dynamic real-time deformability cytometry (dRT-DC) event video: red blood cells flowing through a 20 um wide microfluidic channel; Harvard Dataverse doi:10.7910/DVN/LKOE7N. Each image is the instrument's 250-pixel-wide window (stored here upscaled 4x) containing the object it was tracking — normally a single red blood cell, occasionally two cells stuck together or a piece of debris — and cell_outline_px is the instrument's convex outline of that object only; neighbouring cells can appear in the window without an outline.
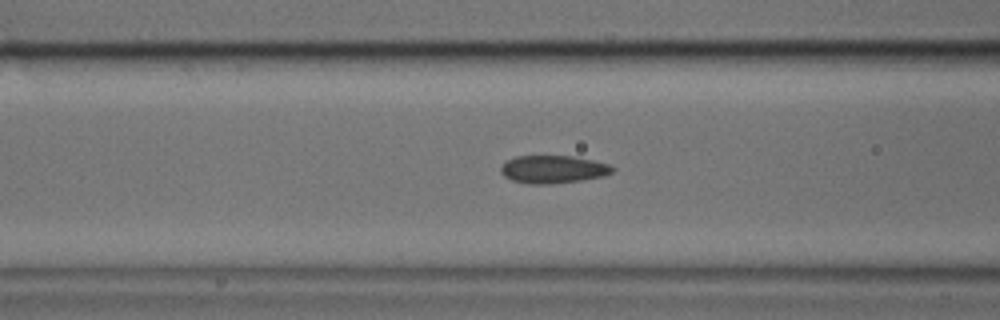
{"species": "common noctule bat (a hibernating species)", "species_latin": "Nyctalus noctula", "temperature_condition": "cold", "stored_images_in_passage": 22, "segment_of_instrument_passage": [1, 2], "camera_frame_rate_fps": 3000, "um_per_image_px": 0.085, "animal": {"sex": "male", "body_mass_g": 17.9, "forearm_length_mm": 54.2}, "frame": {"image": 1, "passage_image": 9, "time_ms": 2.667, "image_size_px": [1000, 320], "cell_outline_px": [[616, 168], [612, 172], [604, 176], [580, 180], [552, 184], [528, 184], [512, 180], [504, 176], [500, 172], [500, 164], [516, 156], [572, 156], [592, 160], [608, 164]], "centroid_in_image_um": [46.98, 14.39], "position_along_channel_um": 119.6, "area_um2": 18.15}}
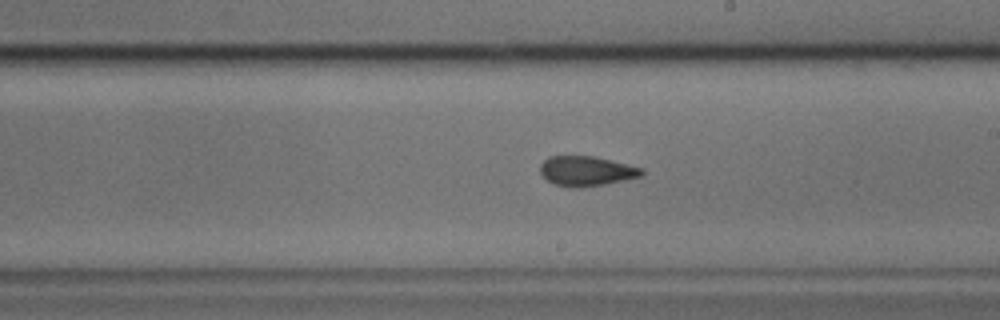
{"frame": {"image": 2, "passage_image": 18, "time_ms": 5.667, "image_size_px": [1000, 320], "cell_outline_px": [[644, 172], [640, 176], [624, 180], [580, 188], [572, 188], [556, 184], [548, 180], [540, 172], [540, 164], [548, 156], [596, 156], [644, 168]], "centroid_in_image_um": [49.85, 14.52], "position_along_channel_um": 239.2, "area_um2": 17.63}}
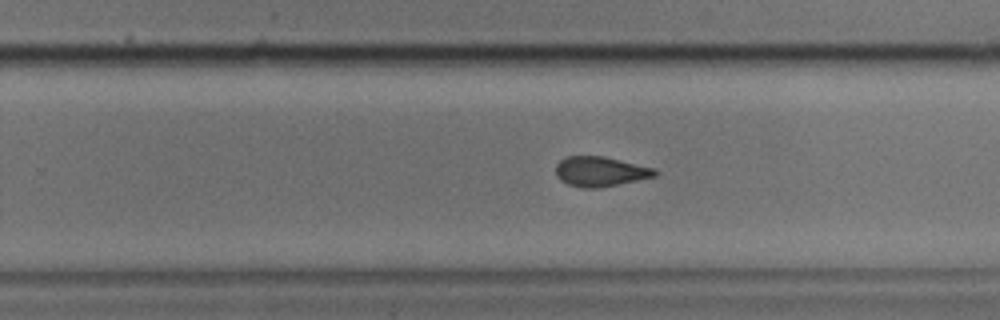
{"frame": {"image": 3, "passage_image": 21, "time_ms": 6.667, "image_size_px": [1000, 320], "cell_outline_px": [[660, 172], [656, 176], [596, 188], [584, 188], [568, 184], [560, 180], [556, 176], [556, 164], [560, 160], [568, 156], [604, 156], [656, 168]], "centroid_in_image_um": [51.04, 14.56], "position_along_channel_um": 278.8, "area_um2": 17.22}}